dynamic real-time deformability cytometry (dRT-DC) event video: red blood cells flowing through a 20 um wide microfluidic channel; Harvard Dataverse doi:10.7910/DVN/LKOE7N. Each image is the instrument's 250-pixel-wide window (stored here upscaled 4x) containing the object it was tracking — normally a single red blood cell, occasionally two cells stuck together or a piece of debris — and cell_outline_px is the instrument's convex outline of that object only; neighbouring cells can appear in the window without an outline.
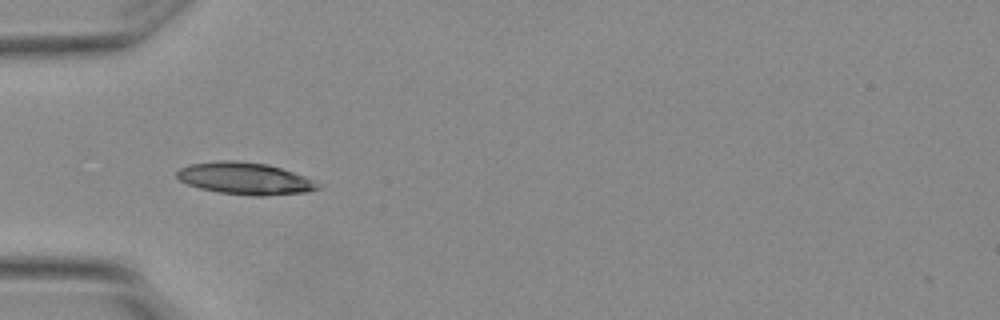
{"species": "Egyptian fruit bat (a non-hibernating species)", "species_latin": "Rousettus aegyptiacus", "temperature_condition": "warm", "stored_images_in_passage": 6, "camera_frame_rate_fps": 3000, "um_per_image_px": 0.085, "animal": {"sex": "female"}, "frame": {"image": 1, "passage_image": 5, "time_ms": 1.333, "image_size_px": [1000, 320], "cell_outline_px": [[320, 188], [308, 192], [264, 196], [252, 196], [220, 192], [200, 188], [188, 184], [180, 180], [176, 176], [176, 172], [180, 168], [192, 164], [216, 160], [236, 160], [268, 164], [304, 176], [320, 184]], "centroid_in_image_um": [20.83, 15.17], "position_along_channel_um": 64.2, "area_um2": 26.24}}
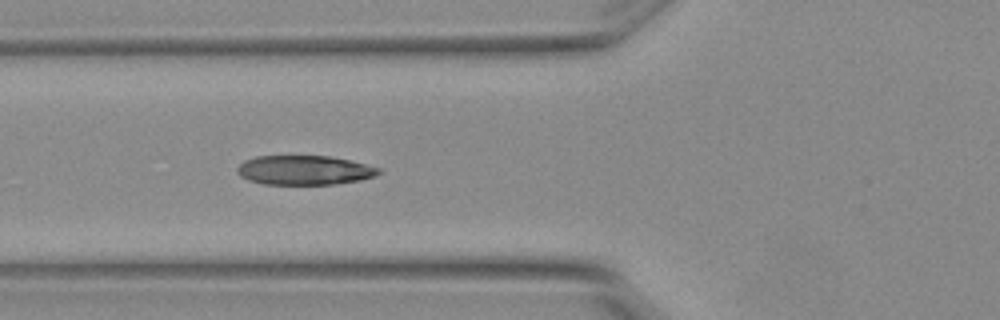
{"frame": {"image": 2, "passage_image": 6, "time_ms": 1.667, "image_size_px": [1000, 320], "cell_outline_px": [[380, 172], [376, 176], [360, 180], [336, 184], [260, 184], [248, 180], [240, 176], [236, 172], [236, 168], [244, 160], [256, 156], [328, 156], [348, 160], [380, 168]], "centroid_in_image_um": [25.82, 14.47], "position_along_channel_um": 100.0, "area_um2": 24.22}}